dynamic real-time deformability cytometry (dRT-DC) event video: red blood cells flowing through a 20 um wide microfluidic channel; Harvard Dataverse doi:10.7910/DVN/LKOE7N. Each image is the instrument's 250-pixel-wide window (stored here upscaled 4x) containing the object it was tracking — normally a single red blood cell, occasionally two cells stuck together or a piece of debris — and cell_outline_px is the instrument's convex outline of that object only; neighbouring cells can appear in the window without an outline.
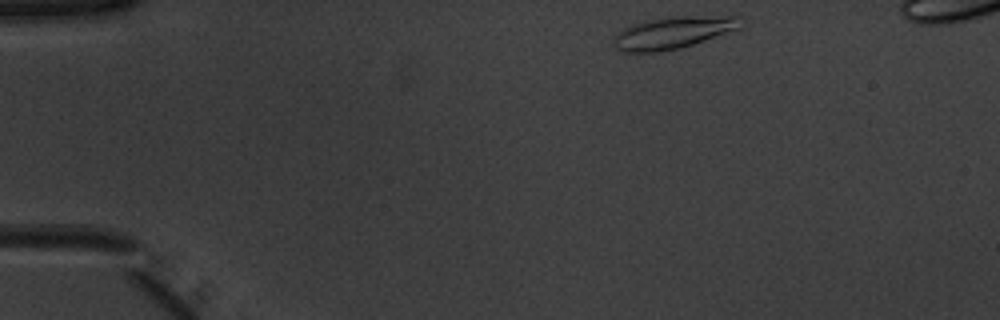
{"species": "common noctule bat (a hibernating species)", "species_latin": "Nyctalus noctula", "temperature_condition": "warm", "stored_images_in_passage": 44, "camera_frame_rate_fps": 3000, "um_per_image_px": 0.085, "animal": {"sex": "male", "body_mass_g": 20.1, "forearm_length_mm": 53.5}, "frame": {"image": 1, "passage_image": 1, "time_ms": 0.0, "image_size_px": [1000, 320], "cell_outline_px": [[748, 20], [740, 28], [680, 48], [660, 52], [620, 52], [612, 44], [612, 40], [624, 28], [632, 24], [648, 20], [676, 16], [740, 16]], "centroid_in_image_um": [57.25, 2.77], "position_along_channel_um": 27.8, "area_um2": 23.81}}
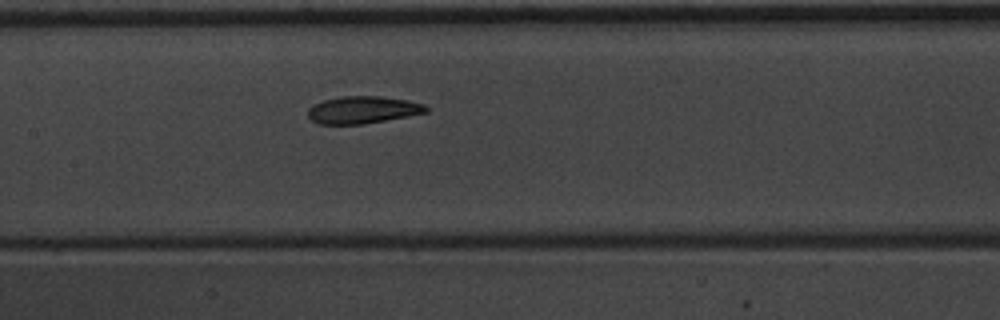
{"frame": {"image": 2, "passage_image": 18, "time_ms": 5.667, "image_size_px": [1000, 320], "cell_outline_px": [[428, 112], [408, 116], [364, 124], [316, 124], [308, 116], [308, 108], [324, 100], [340, 96], [380, 96], [408, 100], [424, 104], [428, 108]], "centroid_in_image_um": [30.84, 9.34], "position_along_channel_um": 176.6, "area_um2": 18.79}}
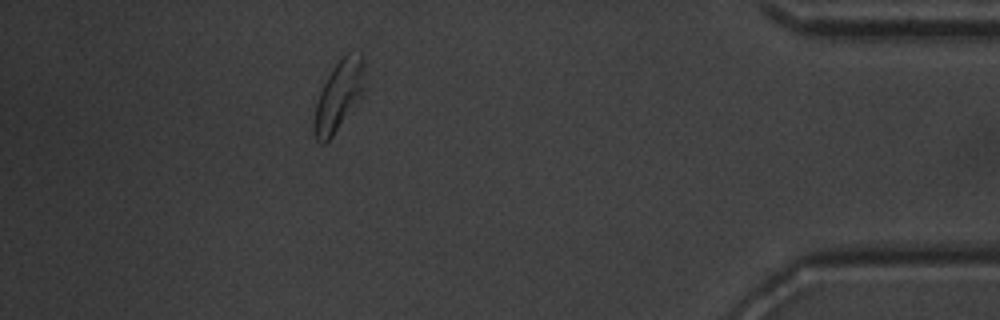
{"frame": {"image": 3, "passage_image": 39, "time_ms": 12.667, "image_size_px": [1000, 320], "cell_outline_px": [[368, 84], [364, 92], [332, 136], [324, 144], [320, 144], [316, 140], [312, 128], [312, 124], [316, 104], [320, 92], [328, 76], [336, 64], [348, 52], [360, 52], [364, 60]], "centroid_in_image_um": [28.83, 8.11], "position_along_channel_um": 406.4, "area_um2": 20.87}, "authors_computed_cell_mechanics": {"area_um2": 19.5075, "velocity_mm_per_s": 3.9059, "shape_relaxation_time_tau1_ms": 2.8667, "shape_relaxation_time_tau2_ms": 2.0716, "deformation_change_tau1": 0.1254, "deformation_change_tau2": 0.0819}}